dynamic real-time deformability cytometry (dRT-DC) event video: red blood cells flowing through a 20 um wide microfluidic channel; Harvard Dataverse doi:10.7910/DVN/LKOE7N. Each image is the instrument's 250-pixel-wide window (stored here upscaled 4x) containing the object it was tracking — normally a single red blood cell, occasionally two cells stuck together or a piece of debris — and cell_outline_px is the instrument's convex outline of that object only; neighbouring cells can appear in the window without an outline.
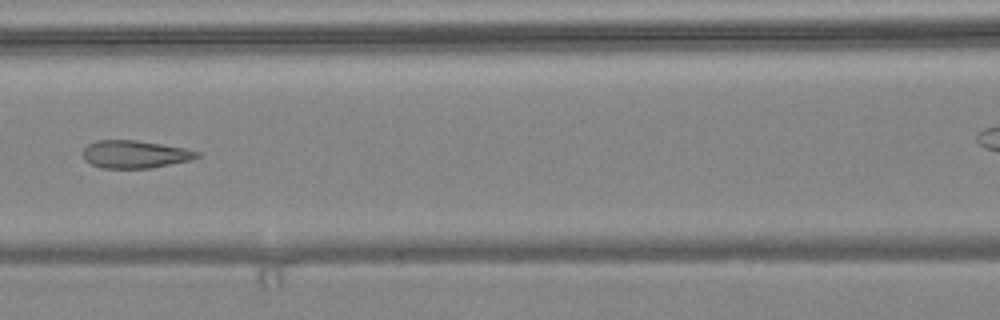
{"species": "common noctule bat (a hibernating species)", "species_latin": "Nyctalus noctula", "temperature_condition": "warm", "stored_images_in_passage": 10, "segment_of_instrument_passage": [1, 2], "camera_frame_rate_fps": 3000, "um_per_image_px": 0.085, "animal": {"sex": "female", "body_mass_g": 24.6, "forearm_length_mm": 56.2}, "frame": {"image": 1, "passage_image": 6, "time_ms": 1.667, "image_size_px": [1000, 320], "cell_outline_px": [[200, 156], [192, 160], [152, 168], [100, 168], [84, 160], [80, 152], [88, 144], [96, 140], [136, 140], [184, 148], [200, 152]], "centroid_in_image_um": [11.44, 13.12], "position_along_channel_um": 155.2, "area_um2": 18.61}}
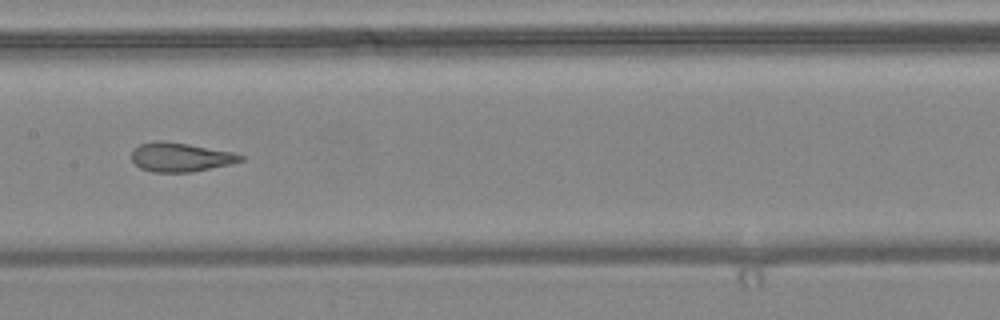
{"frame": {"image": 2, "passage_image": 7, "time_ms": 2.0, "image_size_px": [1000, 320], "cell_outline_px": [[244, 160], [232, 164], [192, 172], [152, 172], [140, 168], [132, 160], [132, 148], [140, 144], [156, 140], [160, 140], [188, 144], [232, 152], [244, 156]], "centroid_in_image_um": [15.33, 13.36], "position_along_channel_um": 192.1, "area_um2": 18.5}}
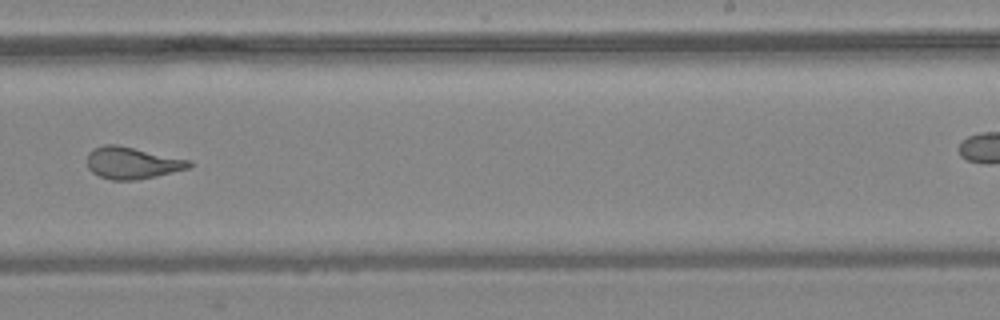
{"frame": {"image": 3, "passage_image": 9, "time_ms": 2.667, "image_size_px": [1000, 320], "cell_outline_px": [[192, 164], [188, 168], [156, 176], [136, 180], [112, 180], [100, 176], [92, 172], [88, 168], [88, 152], [104, 144], [116, 144], [192, 160]], "centroid_in_image_um": [11.24, 13.84], "position_along_channel_um": 277.8, "area_um2": 18.84}}